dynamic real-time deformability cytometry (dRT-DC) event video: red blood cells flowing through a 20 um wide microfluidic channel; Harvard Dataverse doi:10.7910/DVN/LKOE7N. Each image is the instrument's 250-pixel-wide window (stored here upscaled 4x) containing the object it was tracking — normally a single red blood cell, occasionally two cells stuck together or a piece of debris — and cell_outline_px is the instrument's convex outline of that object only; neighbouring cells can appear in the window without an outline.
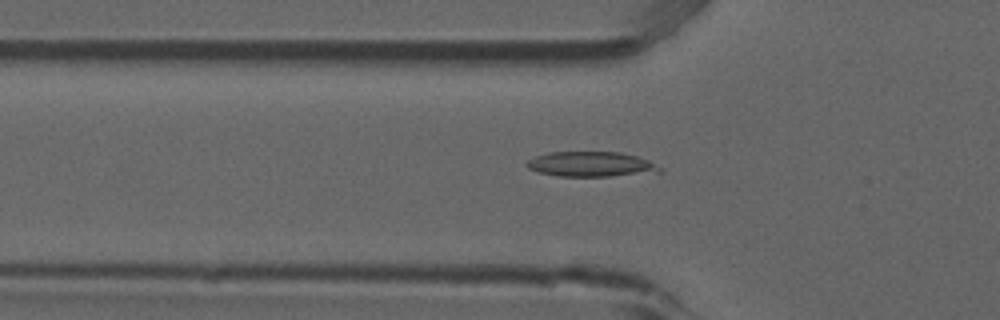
{"species": "common noctule bat (a hibernating species)", "species_latin": "Nyctalus noctula", "temperature_condition": "room temperature", "stored_images_in_passage": 47, "camera_frame_rate_fps": 3000, "um_per_image_px": 0.085, "animal": {"sex": "male", "forearm_length_mm": 52.5}, "frame": {"image": 1, "passage_image": 13, "time_ms": 4.0, "image_size_px": [1000, 320], "cell_outline_px": [[664, 172], [608, 176], [560, 176], [536, 172], [528, 168], [524, 164], [528, 160], [536, 156], [548, 152], [620, 152], [636, 156], [648, 160], [664, 168]], "centroid_in_image_um": [50.26, 13.96], "position_along_channel_um": 75.5, "area_um2": 19.54}}
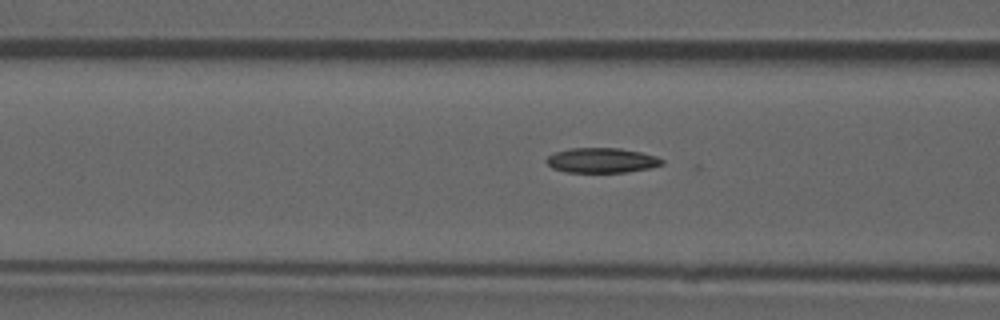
{"frame": {"image": 2, "passage_image": 16, "time_ms": 5.0, "image_size_px": [1000, 320], "cell_outline_px": [[664, 164], [648, 168], [628, 172], [564, 172], [552, 168], [544, 160], [548, 156], [556, 152], [568, 148], [620, 148], [640, 152], [656, 156], [664, 160]], "centroid_in_image_um": [51.13, 13.63], "position_along_channel_um": 115.5, "area_um2": 16.82}}
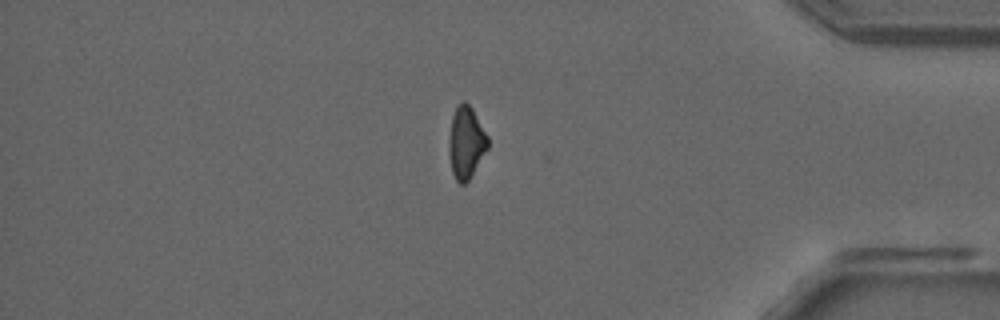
{"frame": {"image": 3, "passage_image": 40, "time_ms": 13.0, "image_size_px": [1000, 320], "cell_outline_px": [[488, 148], [468, 180], [464, 184], [460, 184], [456, 180], [452, 172], [448, 148], [448, 144], [452, 116], [456, 104], [464, 100], [472, 108], [488, 136]], "centroid_in_image_um": [39.6, 12.08], "position_along_channel_um": 395.6, "area_um2": 16.3}, "authors_computed_cell_mechanics": {"area_um2": 17.2244, "velocity_mm_per_s": 3.8938, "shape_relaxation_time_tau1_ms": 9.787, "shape_relaxation_time_tau2_ms": 11.3187, "deformation_change_tau1": 0.247, "deformation_change_tau2": 0.1985}}